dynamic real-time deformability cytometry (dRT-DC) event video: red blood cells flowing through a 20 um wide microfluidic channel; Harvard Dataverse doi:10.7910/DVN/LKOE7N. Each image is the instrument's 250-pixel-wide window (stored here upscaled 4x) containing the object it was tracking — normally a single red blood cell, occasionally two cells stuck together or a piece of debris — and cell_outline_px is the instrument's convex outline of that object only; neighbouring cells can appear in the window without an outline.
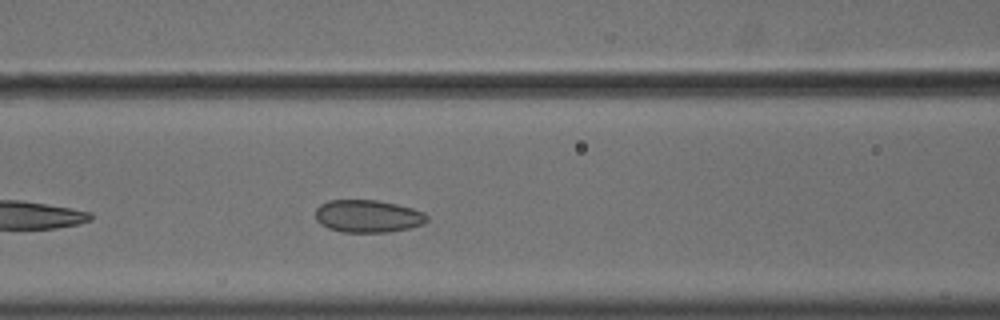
{"species": "common noctule bat (a hibernating species)", "species_latin": "Nyctalus noctula", "temperature_condition": "cold", "stored_images_in_passage": 29, "camera_frame_rate_fps": 3000, "um_per_image_px": 0.085, "animal": {"sex": "male", "body_mass_g": 18.8}, "frame": {"image": 1, "passage_image": 9, "time_ms": 2.667, "image_size_px": [1000, 320], "cell_outline_px": [[428, 220], [424, 224], [412, 228], [388, 232], [340, 232], [328, 228], [320, 224], [316, 220], [316, 208], [320, 204], [328, 200], [376, 200], [396, 204], [412, 208], [424, 212], [428, 216]], "centroid_in_image_um": [31.28, 18.38], "position_along_channel_um": 135.3, "area_um2": 21.39}}
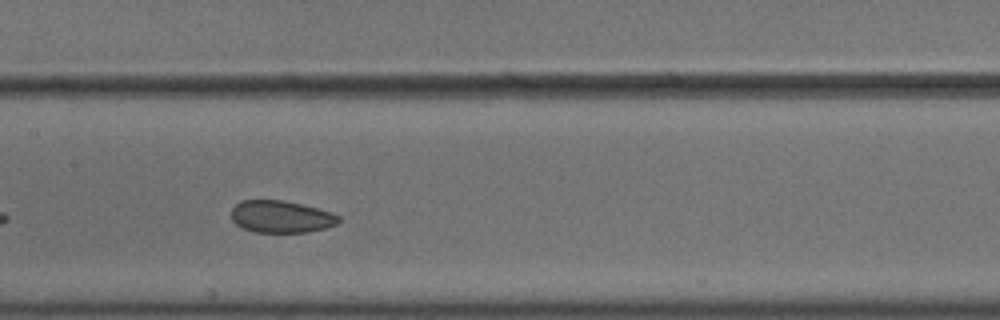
{"frame": {"image": 2, "passage_image": 13, "time_ms": 4.0, "image_size_px": [1000, 320], "cell_outline_px": [[340, 220], [336, 224], [324, 228], [308, 232], [252, 232], [236, 224], [232, 220], [232, 208], [240, 200], [284, 200], [332, 212], [340, 216]], "centroid_in_image_um": [23.88, 18.41], "position_along_channel_um": 183.5, "area_um2": 20.06}}
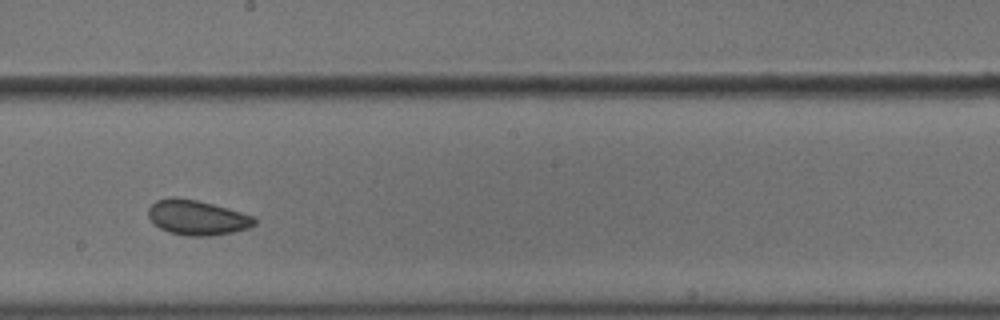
{"frame": {"image": 3, "passage_image": 17, "time_ms": 5.333, "image_size_px": [1000, 320], "cell_outline_px": [[256, 224], [248, 228], [232, 232], [212, 236], [188, 236], [168, 232], [160, 228], [148, 216], [148, 208], [156, 200], [172, 196], [196, 200], [212, 204], [256, 216]], "centroid_in_image_um": [16.77, 18.49], "position_along_channel_um": 231.4, "area_um2": 21.62}, "authors_computed_cell_mechanics": {"area_um2": 21.6172, "velocity_mm_per_s": 3.6224, "shape_relaxation_time_tau1_ms": null, "shape_relaxation_time_tau2_ms": 2.7318, "deformation_change_tau1": null, "deformation_change_tau2": 0.0651}}